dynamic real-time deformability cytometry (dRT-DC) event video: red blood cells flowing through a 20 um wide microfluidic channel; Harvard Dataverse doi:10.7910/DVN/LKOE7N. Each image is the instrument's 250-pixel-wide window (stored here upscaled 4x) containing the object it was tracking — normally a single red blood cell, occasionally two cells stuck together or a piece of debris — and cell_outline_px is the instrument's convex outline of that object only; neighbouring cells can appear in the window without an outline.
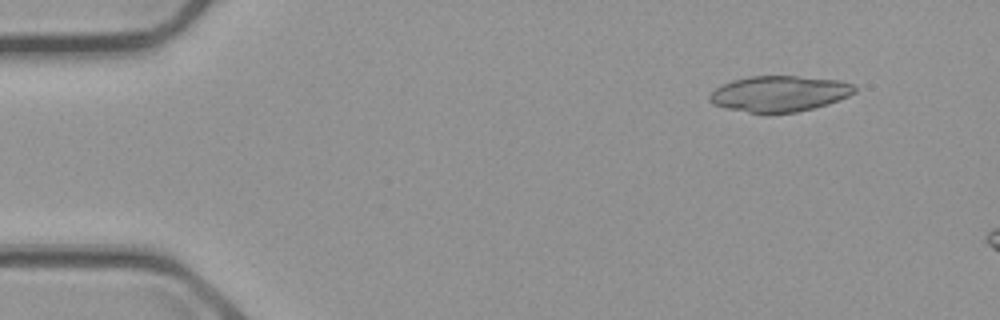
{"species": "common noctule bat (a hibernating species)", "species_latin": "Nyctalus noctula", "temperature_condition": "cold", "stored_images_in_passage": 5, "camera_frame_rate_fps": 3000, "um_per_image_px": 0.085, "animal": {"sex": "male", "body_mass_g": 23.1, "forearm_length_mm": 52.7}, "frame": {"image": 1, "passage_image": 1, "time_ms": 0.0, "image_size_px": [1000, 320], "cell_outline_px": [[856, 92], [848, 96], [828, 104], [796, 112], [748, 112], [728, 108], [712, 104], [708, 100], [708, 96], [716, 88], [732, 80], [752, 76], [796, 76], [840, 80], [852, 84], [856, 88]], "centroid_in_image_um": [66.25, 7.95], "position_along_channel_um": 18.7, "area_um2": 29.94}}